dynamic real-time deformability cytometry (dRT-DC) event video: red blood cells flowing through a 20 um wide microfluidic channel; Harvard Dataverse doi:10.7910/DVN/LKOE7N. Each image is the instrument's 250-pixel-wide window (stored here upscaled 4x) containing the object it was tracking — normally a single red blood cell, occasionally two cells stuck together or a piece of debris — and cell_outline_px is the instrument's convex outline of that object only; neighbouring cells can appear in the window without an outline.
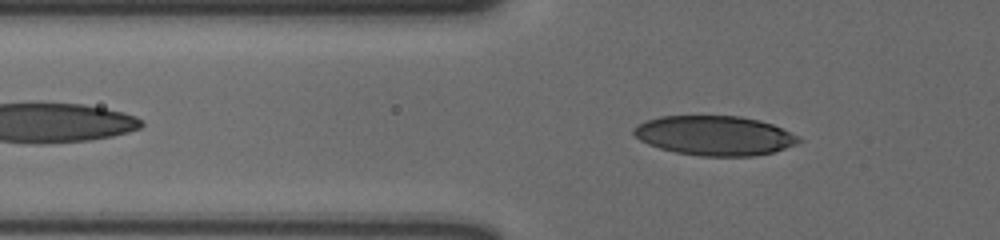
{"species": "human", "species_latin": "Homo sapiens", "temperature_condition": "cold", "stored_images_in_passage": 49, "camera_frame_rate_fps": 3000, "um_per_image_px": 0.085, "donor": {"sex": "male"}, "frame": {"image": 1, "passage_image": 11, "time_ms": 3.333, "image_size_px": [1000, 240], "cell_outline_px": [[804, 140], [784, 148], [772, 152], [752, 156], [700, 156], [676, 152], [660, 148], [648, 144], [640, 140], [632, 132], [632, 128], [648, 120], [660, 116], [740, 116], [760, 120], [772, 124], [800, 136]], "centroid_in_image_um": [60.75, 11.52], "position_along_channel_um": 65.0, "area_um2": 37.92}}
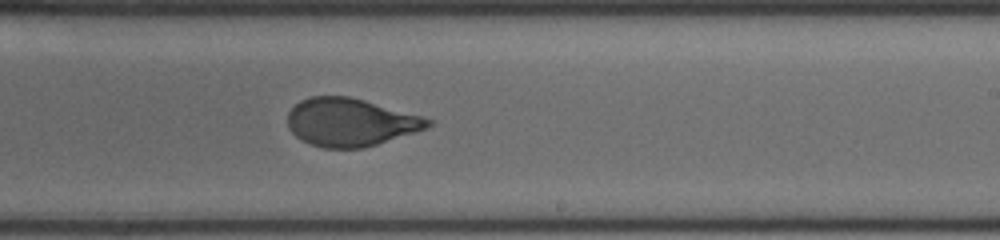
{"frame": {"image": 2, "passage_image": 28, "time_ms": 9.0, "image_size_px": [1000, 240], "cell_outline_px": [[432, 124], [428, 128], [364, 148], [320, 148], [308, 144], [296, 136], [288, 128], [288, 112], [300, 100], [312, 96], [348, 96], [364, 100], [420, 116], [432, 120]], "centroid_in_image_um": [29.75, 10.4], "position_along_channel_um": 259.3, "area_um2": 39.02}}
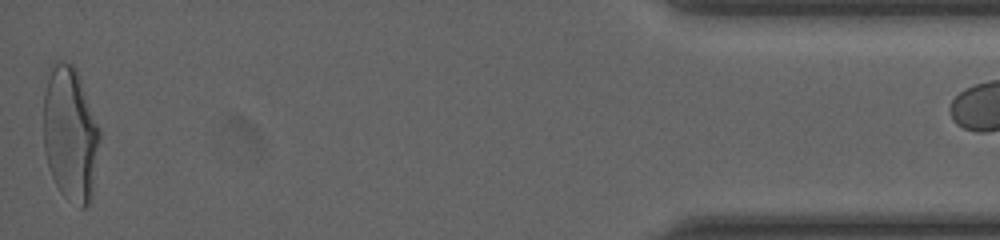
{"frame": {"image": 3, "passage_image": 48, "time_ms": 15.667, "image_size_px": [1000, 240], "cell_outline_px": [[100, 140], [92, 196], [88, 204], [84, 208], [80, 208], [68, 200], [60, 192], [48, 168], [44, 148], [44, 92], [48, 68], [56, 60], [60, 60], [72, 64], [76, 68], [100, 128]], "centroid_in_image_um": [5.97, 11.37], "position_along_channel_um": 429.2, "area_um2": 44.62}}